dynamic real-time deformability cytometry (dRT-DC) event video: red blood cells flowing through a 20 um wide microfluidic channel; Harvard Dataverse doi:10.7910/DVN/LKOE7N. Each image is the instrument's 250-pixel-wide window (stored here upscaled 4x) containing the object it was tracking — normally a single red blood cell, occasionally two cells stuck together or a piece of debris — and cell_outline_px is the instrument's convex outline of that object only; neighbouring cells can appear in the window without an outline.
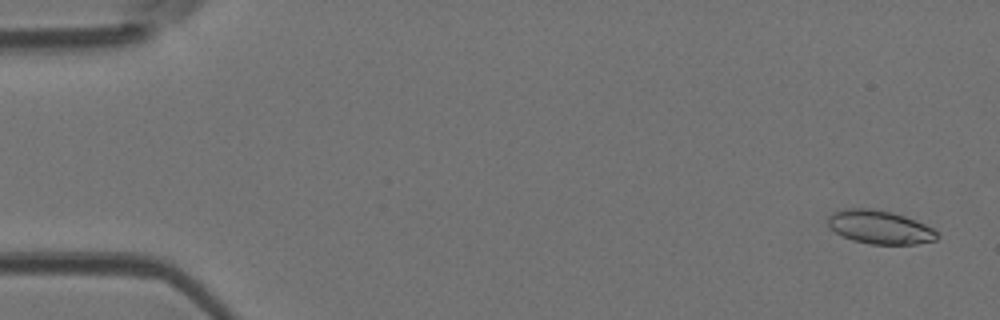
{"species": "Egyptian fruit bat (a non-hibernating species)", "species_latin": "Rousettus aegyptiacus", "temperature_condition": "room temperature", "stored_images_in_passage": 10, "camera_frame_rate_fps": 3000, "um_per_image_px": 0.085, "animal": {"sex": "female"}, "frame": {"image": 1, "passage_image": 2, "time_ms": 0.333, "image_size_px": [1000, 320], "cell_outline_px": [[940, 236], [936, 240], [916, 244], [872, 244], [852, 240], [836, 232], [828, 224], [828, 216], [836, 212], [848, 208], [872, 208], [892, 212], [904, 216], [924, 224], [932, 228]], "centroid_in_image_um": [74.8, 19.31], "position_along_channel_um": 10.2, "area_um2": 21.04}}